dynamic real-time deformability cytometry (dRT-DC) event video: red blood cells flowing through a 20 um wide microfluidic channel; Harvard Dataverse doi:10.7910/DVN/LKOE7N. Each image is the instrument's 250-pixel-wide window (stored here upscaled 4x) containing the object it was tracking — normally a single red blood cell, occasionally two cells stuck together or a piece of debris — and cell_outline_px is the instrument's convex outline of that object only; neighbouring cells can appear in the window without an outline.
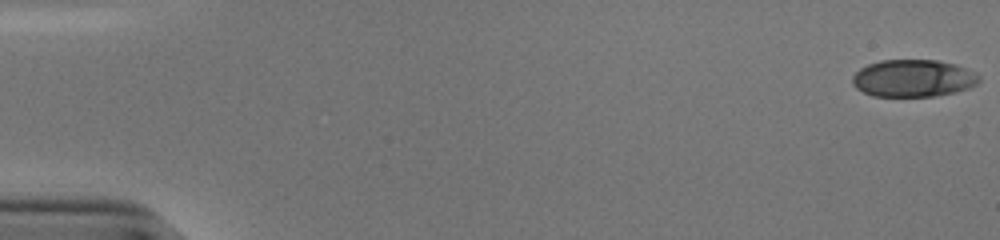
{"species": "human", "species_latin": "Homo sapiens", "temperature_condition": "cold", "stored_images_in_passage": 54, "camera_frame_rate_fps": 3000, "um_per_image_px": 0.085, "donor": {"sex": "male"}, "frame": {"image": 1, "passage_image": 1, "time_ms": 0.0, "image_size_px": [1000, 240], "cell_outline_px": [[980, 80], [976, 84], [968, 88], [956, 92], [936, 96], [872, 96], [856, 88], [852, 84], [852, 76], [860, 68], [868, 64], [880, 60], [936, 60], [956, 64], [980, 76]], "centroid_in_image_um": [77.6, 6.65], "position_along_channel_um": 7.4, "area_um2": 27.51}}
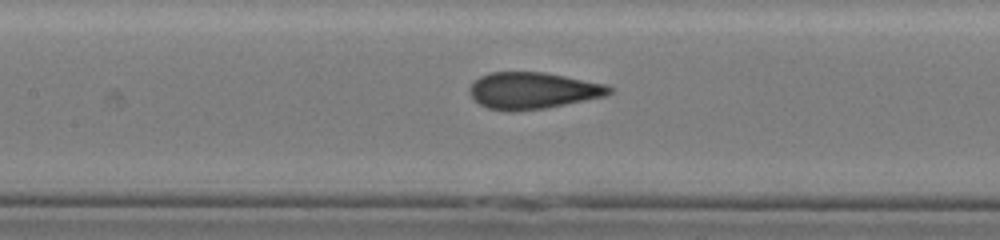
{"frame": {"image": 2, "passage_image": 26, "time_ms": 8.333, "image_size_px": [1000, 240], "cell_outline_px": [[616, 88], [612, 92], [604, 96], [544, 108], [512, 112], [488, 108], [480, 104], [468, 92], [468, 88], [480, 76], [488, 72], [544, 72], [608, 84]], "centroid_in_image_um": [45.3, 7.69], "position_along_channel_um": 162.1, "area_um2": 29.82}}
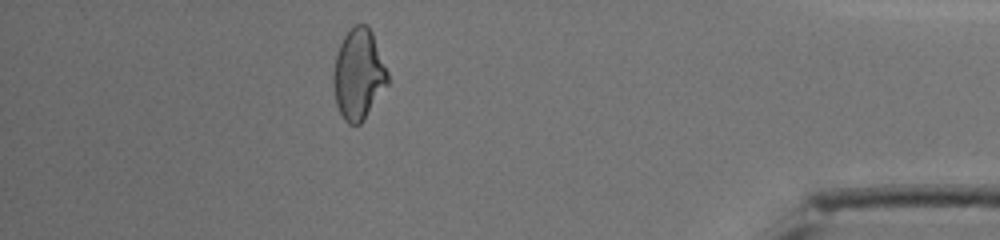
{"frame": {"image": 3, "passage_image": 48, "time_ms": 15.667, "image_size_px": [1000, 240], "cell_outline_px": [[388, 84], [364, 120], [360, 124], [348, 124], [344, 120], [336, 104], [332, 84], [332, 72], [336, 52], [344, 36], [356, 24], [368, 24], [372, 32], [388, 72]], "centroid_in_image_um": [30.46, 6.33], "position_along_channel_um": 404.7, "area_um2": 28.84}, "authors_computed_cell_mechanics": {"area_um2": 29.3913, "velocity_mm_per_s": 3.8749, "shape_relaxation_time_tau1_ms": 8.9468, "shape_relaxation_time_tau2_ms": 0.6466, "deformation_change_tau1": 0.2408, "deformation_change_tau2": 0.0654}}